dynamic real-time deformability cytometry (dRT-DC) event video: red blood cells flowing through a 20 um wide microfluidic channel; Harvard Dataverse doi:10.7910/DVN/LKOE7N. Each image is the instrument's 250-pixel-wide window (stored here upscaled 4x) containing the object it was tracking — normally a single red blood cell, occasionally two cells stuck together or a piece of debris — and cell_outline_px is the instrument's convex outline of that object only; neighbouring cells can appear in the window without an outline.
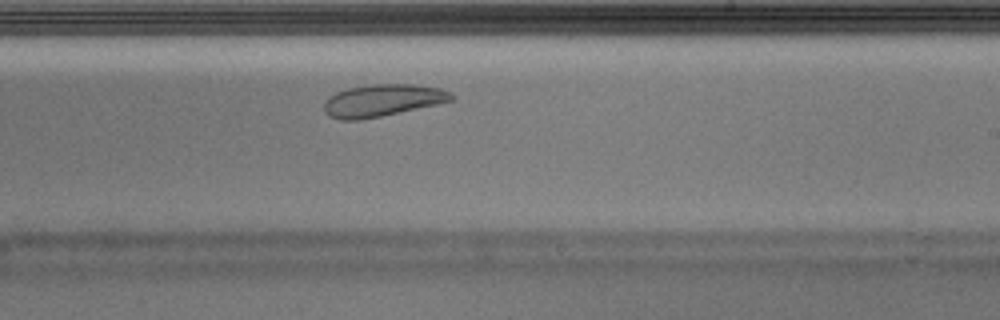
{"species": "Egyptian fruit bat (a non-hibernating species)", "species_latin": "Rousettus aegyptiacus", "temperature_condition": "warm", "stored_images_in_passage": 24, "camera_frame_rate_fps": 3000, "um_per_image_px": 0.085, "animal": {"sex": "male"}, "frame": {"image": 1, "passage_image": 14, "time_ms": 4.333, "image_size_px": [1000, 320], "cell_outline_px": [[456, 100], [380, 116], [360, 120], [340, 120], [328, 116], [324, 112], [324, 104], [328, 96], [336, 92], [348, 88], [372, 84], [412, 84], [440, 88], [456, 96]], "centroid_in_image_um": [32.49, 8.53], "position_along_channel_um": 256.5, "area_um2": 23.87}}